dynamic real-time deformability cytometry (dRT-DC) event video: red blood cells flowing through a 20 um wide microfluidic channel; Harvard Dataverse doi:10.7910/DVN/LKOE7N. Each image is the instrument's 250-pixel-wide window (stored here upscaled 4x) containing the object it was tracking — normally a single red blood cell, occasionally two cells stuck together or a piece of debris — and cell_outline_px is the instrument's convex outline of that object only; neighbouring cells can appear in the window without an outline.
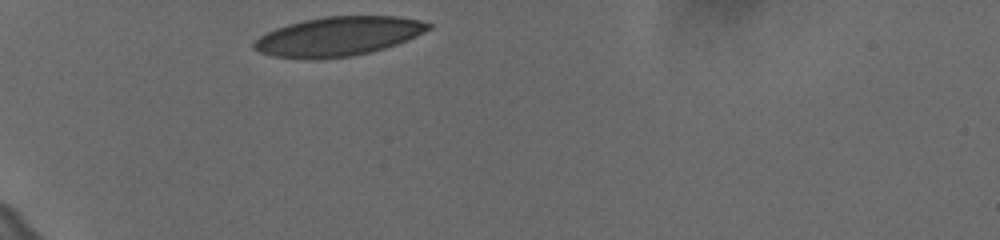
{"species": "human", "species_latin": "Homo sapiens", "temperature_condition": "cold", "stored_images_in_passage": 32, "camera_frame_rate_fps": 3000, "um_per_image_px": 0.085, "donor": {"sex": "female"}, "frame": {"image": 1, "passage_image": 1, "time_ms": 0.0, "image_size_px": [1000, 240], "cell_outline_px": [[432, 28], [416, 36], [396, 44], [384, 48], [352, 56], [272, 56], [260, 52], [252, 48], [252, 44], [260, 36], [276, 28], [288, 24], [304, 20], [324, 16], [396, 16], [420, 20], [432, 24]], "centroid_in_image_um": [28.8, 3.04], "position_along_channel_um": 56.2, "area_um2": 38.67}}
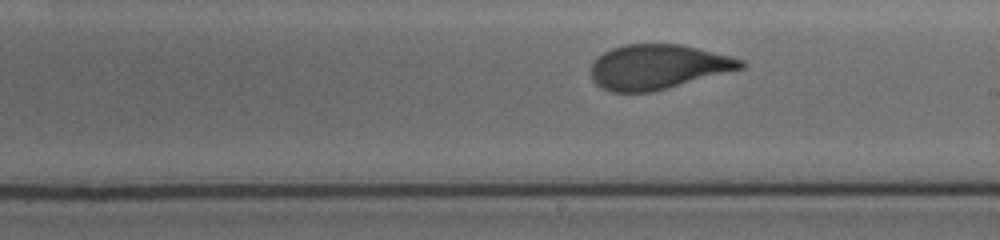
{"frame": {"image": 2, "passage_image": 18, "time_ms": 5.667, "image_size_px": [1000, 240], "cell_outline_px": [[748, 64], [744, 68], [652, 92], [612, 92], [600, 88], [592, 80], [588, 72], [592, 60], [604, 52], [612, 48], [624, 44], [680, 44], [744, 60]], "centroid_in_image_um": [55.85, 5.69], "position_along_channel_um": 233.1, "area_um2": 39.25}}
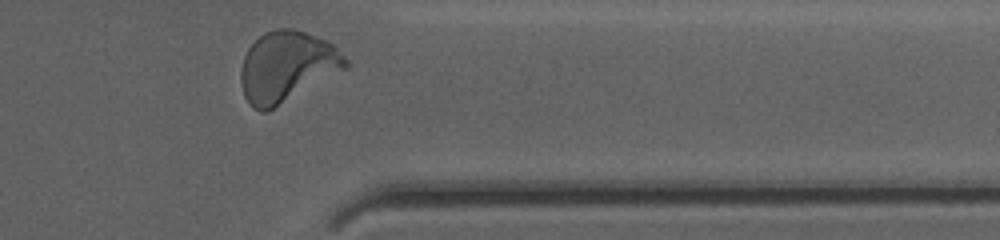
{"frame": {"image": 3, "passage_image": 31, "time_ms": 10.0, "image_size_px": [1000, 240], "cell_outline_px": [[348, 68], [268, 112], [260, 112], [252, 108], [244, 96], [240, 80], [240, 72], [244, 56], [248, 48], [264, 32], [276, 28], [292, 28], [328, 40], [348, 60]], "centroid_in_image_um": [24.38, 5.68], "position_along_channel_um": 387.0, "area_um2": 43.41}, "authors_computed_cell_mechanics": {"area_um2": 40.2288, "velocity_mm_per_s": 3.5961, "shape_relaxation_time_tau1_ms": 5.2344, "shape_relaxation_time_tau2_ms": null, "deformation_change_tau1": 0.1884, "deformation_change_tau2": null}}